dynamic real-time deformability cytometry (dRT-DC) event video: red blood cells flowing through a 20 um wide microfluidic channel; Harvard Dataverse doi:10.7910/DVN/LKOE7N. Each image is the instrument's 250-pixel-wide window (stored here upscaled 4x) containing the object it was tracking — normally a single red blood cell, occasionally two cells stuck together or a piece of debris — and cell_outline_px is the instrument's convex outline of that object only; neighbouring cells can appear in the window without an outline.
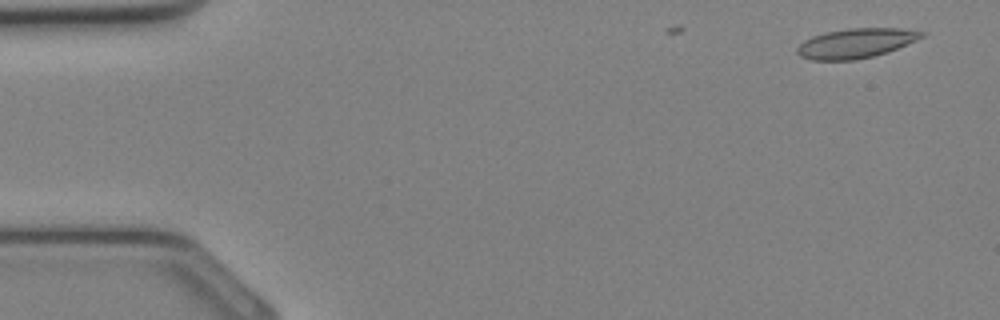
{"species": "Egyptian fruit bat (a non-hibernating species)", "species_latin": "Rousettus aegyptiacus", "temperature_condition": "cold", "stored_images_in_passage": 5, "camera_frame_rate_fps": 3000, "um_per_image_px": 0.085, "animal": {"sex": "female"}, "frame": {"image": 1, "passage_image": 2, "time_ms": 0.333, "image_size_px": [1000, 320], "cell_outline_px": [[928, 32], [924, 36], [916, 40], [888, 52], [856, 60], [812, 60], [800, 56], [796, 52], [796, 48], [804, 40], [812, 36], [824, 32], [848, 28], [900, 28]], "centroid_in_image_um": [72.74, 3.67], "position_along_channel_um": 12.3, "area_um2": 21.62}}